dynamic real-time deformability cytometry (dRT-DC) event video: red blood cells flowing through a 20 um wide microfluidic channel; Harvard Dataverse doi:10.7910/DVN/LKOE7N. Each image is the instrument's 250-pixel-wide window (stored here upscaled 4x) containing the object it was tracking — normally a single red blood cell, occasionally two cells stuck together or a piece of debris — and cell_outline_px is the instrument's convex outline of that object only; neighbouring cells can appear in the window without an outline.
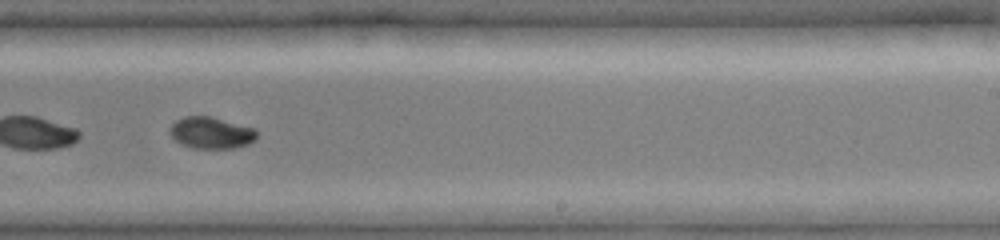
{"species": "common noctule bat (a hibernating species)", "species_latin": "Nyctalus noctula", "temperature_condition": "cold", "stored_images_in_passage": 38, "camera_frame_rate_fps": 3000, "um_per_image_px": 0.085, "animal": {"sex": "female", "body_mass_g": 19.0, "forearm_length_mm": 51.5}, "frame": {"image": 1, "passage_image": 30, "time_ms": 9.667, "image_size_px": [1000, 240], "cell_outline_px": [[256, 140], [248, 144], [232, 148], [192, 148], [180, 144], [168, 132], [168, 128], [176, 120], [184, 116], [212, 116], [256, 128]], "centroid_in_image_um": [17.94, 11.28], "position_along_channel_um": 271.1, "area_um2": 16.24}}